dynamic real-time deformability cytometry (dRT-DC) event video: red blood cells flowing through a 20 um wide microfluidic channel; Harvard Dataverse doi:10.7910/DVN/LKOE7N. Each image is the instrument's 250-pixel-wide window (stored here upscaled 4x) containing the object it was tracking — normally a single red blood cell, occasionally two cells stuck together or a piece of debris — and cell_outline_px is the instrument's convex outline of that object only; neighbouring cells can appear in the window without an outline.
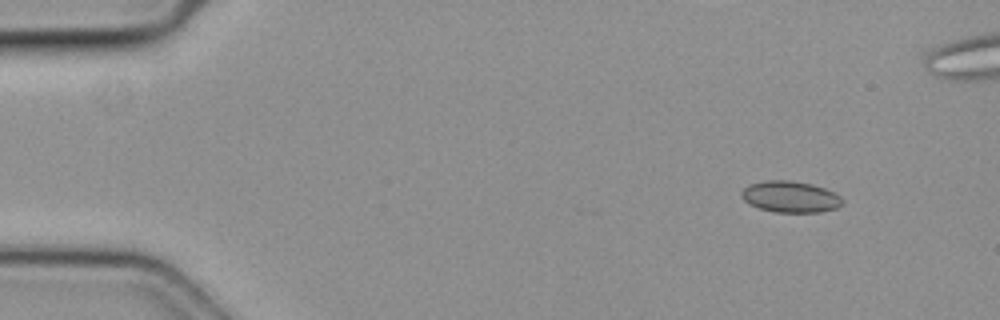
{"species": "common noctule bat (a hibernating species)", "species_latin": "Nyctalus noctula", "temperature_condition": "cold", "stored_images_in_passage": 47, "camera_frame_rate_fps": 3000, "um_per_image_px": 0.085, "animal": {"sex": "female", "body_mass_g": 19.3, "forearm_length_mm": 54.1}, "frame": {"image": 1, "passage_image": 1, "time_ms": 0.0, "image_size_px": [1000, 320], "cell_outline_px": [[844, 204], [836, 208], [820, 212], [776, 212], [760, 208], [748, 204], [740, 196], [740, 192], [744, 188], [752, 184], [768, 180], [788, 180], [812, 184], [824, 188], [840, 196], [844, 200]], "centroid_in_image_um": [67.19, 16.73], "position_along_channel_um": 17.8, "area_um2": 18.38}}
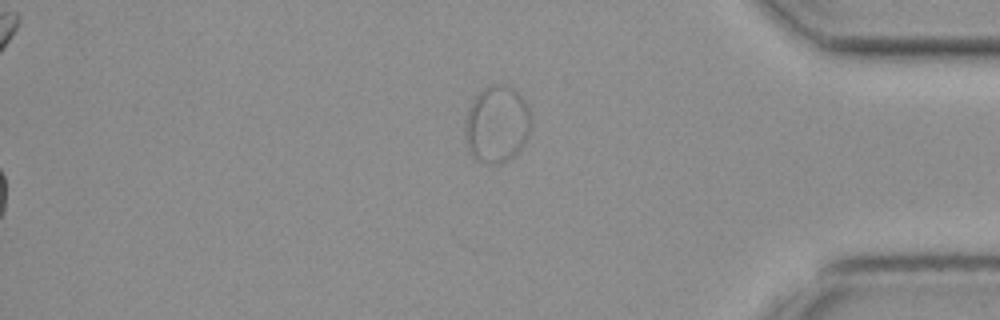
{"frame": {"image": 2, "passage_image": 47, "time_ms": 15.333, "image_size_px": [1000, 320], "cell_outline_px": [[532, 124], [528, 136], [524, 144], [508, 160], [500, 164], [488, 164], [476, 160], [472, 156], [468, 148], [464, 136], [464, 120], [468, 108], [472, 100], [484, 88], [492, 84], [508, 84], [528, 104], [532, 120]], "centroid_in_image_um": [42.22, 10.56], "position_along_channel_um": 393.0, "area_um2": 30.11}}